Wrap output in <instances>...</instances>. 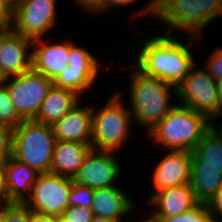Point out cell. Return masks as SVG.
Returning a JSON list of instances; mask_svg holds the SVG:
<instances>
[{
  "label": "cell",
  "mask_w": 222,
  "mask_h": 222,
  "mask_svg": "<svg viewBox=\"0 0 222 222\" xmlns=\"http://www.w3.org/2000/svg\"><path fill=\"white\" fill-rule=\"evenodd\" d=\"M23 119L18 115L7 91L6 85H0V123L15 128Z\"/></svg>",
  "instance_id": "cell-25"
},
{
  "label": "cell",
  "mask_w": 222,
  "mask_h": 222,
  "mask_svg": "<svg viewBox=\"0 0 222 222\" xmlns=\"http://www.w3.org/2000/svg\"><path fill=\"white\" fill-rule=\"evenodd\" d=\"M198 203L191 184H182L151 194L146 206H153L151 214L155 217H173L191 210Z\"/></svg>",
  "instance_id": "cell-14"
},
{
  "label": "cell",
  "mask_w": 222,
  "mask_h": 222,
  "mask_svg": "<svg viewBox=\"0 0 222 222\" xmlns=\"http://www.w3.org/2000/svg\"><path fill=\"white\" fill-rule=\"evenodd\" d=\"M11 31L0 30V47L3 42V39L10 33Z\"/></svg>",
  "instance_id": "cell-44"
},
{
  "label": "cell",
  "mask_w": 222,
  "mask_h": 222,
  "mask_svg": "<svg viewBox=\"0 0 222 222\" xmlns=\"http://www.w3.org/2000/svg\"><path fill=\"white\" fill-rule=\"evenodd\" d=\"M74 4H78L84 11L91 14L104 2V0H73Z\"/></svg>",
  "instance_id": "cell-35"
},
{
  "label": "cell",
  "mask_w": 222,
  "mask_h": 222,
  "mask_svg": "<svg viewBox=\"0 0 222 222\" xmlns=\"http://www.w3.org/2000/svg\"><path fill=\"white\" fill-rule=\"evenodd\" d=\"M30 208L25 203H4V222H29Z\"/></svg>",
  "instance_id": "cell-28"
},
{
  "label": "cell",
  "mask_w": 222,
  "mask_h": 222,
  "mask_svg": "<svg viewBox=\"0 0 222 222\" xmlns=\"http://www.w3.org/2000/svg\"><path fill=\"white\" fill-rule=\"evenodd\" d=\"M92 149L84 143L56 141L50 172L73 178Z\"/></svg>",
  "instance_id": "cell-21"
},
{
  "label": "cell",
  "mask_w": 222,
  "mask_h": 222,
  "mask_svg": "<svg viewBox=\"0 0 222 222\" xmlns=\"http://www.w3.org/2000/svg\"><path fill=\"white\" fill-rule=\"evenodd\" d=\"M129 109L136 126L146 128L144 134L152 129L176 105L170 97L176 95V87L154 77H148L136 67L131 71Z\"/></svg>",
  "instance_id": "cell-2"
},
{
  "label": "cell",
  "mask_w": 222,
  "mask_h": 222,
  "mask_svg": "<svg viewBox=\"0 0 222 222\" xmlns=\"http://www.w3.org/2000/svg\"><path fill=\"white\" fill-rule=\"evenodd\" d=\"M206 222H222V218H220L214 215H211Z\"/></svg>",
  "instance_id": "cell-45"
},
{
  "label": "cell",
  "mask_w": 222,
  "mask_h": 222,
  "mask_svg": "<svg viewBox=\"0 0 222 222\" xmlns=\"http://www.w3.org/2000/svg\"><path fill=\"white\" fill-rule=\"evenodd\" d=\"M99 71L100 69H75L67 65L53 84L75 91L81 96L83 90L86 91L93 86V83L95 84V80L99 77Z\"/></svg>",
  "instance_id": "cell-22"
},
{
  "label": "cell",
  "mask_w": 222,
  "mask_h": 222,
  "mask_svg": "<svg viewBox=\"0 0 222 222\" xmlns=\"http://www.w3.org/2000/svg\"><path fill=\"white\" fill-rule=\"evenodd\" d=\"M58 217L52 215H44L30 210L29 222H56Z\"/></svg>",
  "instance_id": "cell-37"
},
{
  "label": "cell",
  "mask_w": 222,
  "mask_h": 222,
  "mask_svg": "<svg viewBox=\"0 0 222 222\" xmlns=\"http://www.w3.org/2000/svg\"><path fill=\"white\" fill-rule=\"evenodd\" d=\"M196 64L176 88L179 104L189 107L209 120L217 114V82L205 67L197 69Z\"/></svg>",
  "instance_id": "cell-8"
},
{
  "label": "cell",
  "mask_w": 222,
  "mask_h": 222,
  "mask_svg": "<svg viewBox=\"0 0 222 222\" xmlns=\"http://www.w3.org/2000/svg\"><path fill=\"white\" fill-rule=\"evenodd\" d=\"M191 187L200 203H209L222 188V171L219 166L203 164V159L191 152Z\"/></svg>",
  "instance_id": "cell-19"
},
{
  "label": "cell",
  "mask_w": 222,
  "mask_h": 222,
  "mask_svg": "<svg viewBox=\"0 0 222 222\" xmlns=\"http://www.w3.org/2000/svg\"><path fill=\"white\" fill-rule=\"evenodd\" d=\"M13 131L14 128L0 123V164L13 156Z\"/></svg>",
  "instance_id": "cell-29"
},
{
  "label": "cell",
  "mask_w": 222,
  "mask_h": 222,
  "mask_svg": "<svg viewBox=\"0 0 222 222\" xmlns=\"http://www.w3.org/2000/svg\"><path fill=\"white\" fill-rule=\"evenodd\" d=\"M222 18V0H157L155 18L167 27L164 33L185 32L202 38V31Z\"/></svg>",
  "instance_id": "cell-4"
},
{
  "label": "cell",
  "mask_w": 222,
  "mask_h": 222,
  "mask_svg": "<svg viewBox=\"0 0 222 222\" xmlns=\"http://www.w3.org/2000/svg\"><path fill=\"white\" fill-rule=\"evenodd\" d=\"M55 143L52 126L23 120L13 131V157L39 173H49Z\"/></svg>",
  "instance_id": "cell-6"
},
{
  "label": "cell",
  "mask_w": 222,
  "mask_h": 222,
  "mask_svg": "<svg viewBox=\"0 0 222 222\" xmlns=\"http://www.w3.org/2000/svg\"><path fill=\"white\" fill-rule=\"evenodd\" d=\"M137 0H104V2L92 13L93 15L95 14H101L103 11L105 12L106 10L109 11L110 7H118L120 6L121 8L124 6H127L128 4H133ZM109 9V10H108Z\"/></svg>",
  "instance_id": "cell-33"
},
{
  "label": "cell",
  "mask_w": 222,
  "mask_h": 222,
  "mask_svg": "<svg viewBox=\"0 0 222 222\" xmlns=\"http://www.w3.org/2000/svg\"><path fill=\"white\" fill-rule=\"evenodd\" d=\"M120 91L112 93L101 108L92 105V142L94 150L115 151L123 149L129 141L133 115L124 104ZM128 139V140H127Z\"/></svg>",
  "instance_id": "cell-5"
},
{
  "label": "cell",
  "mask_w": 222,
  "mask_h": 222,
  "mask_svg": "<svg viewBox=\"0 0 222 222\" xmlns=\"http://www.w3.org/2000/svg\"><path fill=\"white\" fill-rule=\"evenodd\" d=\"M203 164L219 166L222 171V140L210 130L201 138L192 151Z\"/></svg>",
  "instance_id": "cell-23"
},
{
  "label": "cell",
  "mask_w": 222,
  "mask_h": 222,
  "mask_svg": "<svg viewBox=\"0 0 222 222\" xmlns=\"http://www.w3.org/2000/svg\"><path fill=\"white\" fill-rule=\"evenodd\" d=\"M48 43L43 38L33 40L32 69L55 81L68 65L70 41Z\"/></svg>",
  "instance_id": "cell-13"
},
{
  "label": "cell",
  "mask_w": 222,
  "mask_h": 222,
  "mask_svg": "<svg viewBox=\"0 0 222 222\" xmlns=\"http://www.w3.org/2000/svg\"><path fill=\"white\" fill-rule=\"evenodd\" d=\"M178 37L169 33H156V36L147 39L144 37V44L138 50L137 64L134 63V66L146 76L160 79L177 88L196 63L190 46L201 40L188 37V41L183 42Z\"/></svg>",
  "instance_id": "cell-1"
},
{
  "label": "cell",
  "mask_w": 222,
  "mask_h": 222,
  "mask_svg": "<svg viewBox=\"0 0 222 222\" xmlns=\"http://www.w3.org/2000/svg\"><path fill=\"white\" fill-rule=\"evenodd\" d=\"M139 222H159L158 219L150 213V216Z\"/></svg>",
  "instance_id": "cell-43"
},
{
  "label": "cell",
  "mask_w": 222,
  "mask_h": 222,
  "mask_svg": "<svg viewBox=\"0 0 222 222\" xmlns=\"http://www.w3.org/2000/svg\"><path fill=\"white\" fill-rule=\"evenodd\" d=\"M94 217L91 208L68 206L59 218L63 222H91Z\"/></svg>",
  "instance_id": "cell-30"
},
{
  "label": "cell",
  "mask_w": 222,
  "mask_h": 222,
  "mask_svg": "<svg viewBox=\"0 0 222 222\" xmlns=\"http://www.w3.org/2000/svg\"><path fill=\"white\" fill-rule=\"evenodd\" d=\"M115 154V151L92 149L72 178L73 182L94 190L117 185L122 168Z\"/></svg>",
  "instance_id": "cell-11"
},
{
  "label": "cell",
  "mask_w": 222,
  "mask_h": 222,
  "mask_svg": "<svg viewBox=\"0 0 222 222\" xmlns=\"http://www.w3.org/2000/svg\"><path fill=\"white\" fill-rule=\"evenodd\" d=\"M156 1L157 0H150L148 3H147V5H144V6H142L143 8L142 9H139V12H135L134 14H135V18H136V16H142L143 15V17L145 16H148L149 14V16L150 17H155V14H156ZM137 13V14H136Z\"/></svg>",
  "instance_id": "cell-36"
},
{
  "label": "cell",
  "mask_w": 222,
  "mask_h": 222,
  "mask_svg": "<svg viewBox=\"0 0 222 222\" xmlns=\"http://www.w3.org/2000/svg\"><path fill=\"white\" fill-rule=\"evenodd\" d=\"M6 203L3 164H0V205Z\"/></svg>",
  "instance_id": "cell-39"
},
{
  "label": "cell",
  "mask_w": 222,
  "mask_h": 222,
  "mask_svg": "<svg viewBox=\"0 0 222 222\" xmlns=\"http://www.w3.org/2000/svg\"><path fill=\"white\" fill-rule=\"evenodd\" d=\"M221 116H222V112L217 113L214 117H212L210 119V131L212 133H214L219 139L222 140V121H220L221 125H219V127L218 126L216 127V125H215V124H218L216 122V120L218 121L220 118H222ZM217 128H219V129H217Z\"/></svg>",
  "instance_id": "cell-38"
},
{
  "label": "cell",
  "mask_w": 222,
  "mask_h": 222,
  "mask_svg": "<svg viewBox=\"0 0 222 222\" xmlns=\"http://www.w3.org/2000/svg\"><path fill=\"white\" fill-rule=\"evenodd\" d=\"M152 174L153 194L191 182V152L167 150Z\"/></svg>",
  "instance_id": "cell-12"
},
{
  "label": "cell",
  "mask_w": 222,
  "mask_h": 222,
  "mask_svg": "<svg viewBox=\"0 0 222 222\" xmlns=\"http://www.w3.org/2000/svg\"><path fill=\"white\" fill-rule=\"evenodd\" d=\"M204 67L209 75L217 82L222 79V47L215 48L212 54L207 56Z\"/></svg>",
  "instance_id": "cell-31"
},
{
  "label": "cell",
  "mask_w": 222,
  "mask_h": 222,
  "mask_svg": "<svg viewBox=\"0 0 222 222\" xmlns=\"http://www.w3.org/2000/svg\"><path fill=\"white\" fill-rule=\"evenodd\" d=\"M128 196L118 185L95 189L91 205L94 216L123 222L124 216L130 213L132 216V213L139 210L135 201Z\"/></svg>",
  "instance_id": "cell-17"
},
{
  "label": "cell",
  "mask_w": 222,
  "mask_h": 222,
  "mask_svg": "<svg viewBox=\"0 0 222 222\" xmlns=\"http://www.w3.org/2000/svg\"><path fill=\"white\" fill-rule=\"evenodd\" d=\"M13 15L14 9L0 0V30L13 31Z\"/></svg>",
  "instance_id": "cell-32"
},
{
  "label": "cell",
  "mask_w": 222,
  "mask_h": 222,
  "mask_svg": "<svg viewBox=\"0 0 222 222\" xmlns=\"http://www.w3.org/2000/svg\"><path fill=\"white\" fill-rule=\"evenodd\" d=\"M218 99H217V113L222 112V79L217 81Z\"/></svg>",
  "instance_id": "cell-40"
},
{
  "label": "cell",
  "mask_w": 222,
  "mask_h": 222,
  "mask_svg": "<svg viewBox=\"0 0 222 222\" xmlns=\"http://www.w3.org/2000/svg\"><path fill=\"white\" fill-rule=\"evenodd\" d=\"M3 1L7 3L12 9H15L24 0H3Z\"/></svg>",
  "instance_id": "cell-41"
},
{
  "label": "cell",
  "mask_w": 222,
  "mask_h": 222,
  "mask_svg": "<svg viewBox=\"0 0 222 222\" xmlns=\"http://www.w3.org/2000/svg\"><path fill=\"white\" fill-rule=\"evenodd\" d=\"M212 215L207 203H198L191 210L173 217H156L159 222H206Z\"/></svg>",
  "instance_id": "cell-26"
},
{
  "label": "cell",
  "mask_w": 222,
  "mask_h": 222,
  "mask_svg": "<svg viewBox=\"0 0 222 222\" xmlns=\"http://www.w3.org/2000/svg\"><path fill=\"white\" fill-rule=\"evenodd\" d=\"M10 99L23 120L36 118L53 81L33 69L5 79Z\"/></svg>",
  "instance_id": "cell-7"
},
{
  "label": "cell",
  "mask_w": 222,
  "mask_h": 222,
  "mask_svg": "<svg viewBox=\"0 0 222 222\" xmlns=\"http://www.w3.org/2000/svg\"><path fill=\"white\" fill-rule=\"evenodd\" d=\"M93 193L94 189L73 182L68 194L69 206L91 208Z\"/></svg>",
  "instance_id": "cell-27"
},
{
  "label": "cell",
  "mask_w": 222,
  "mask_h": 222,
  "mask_svg": "<svg viewBox=\"0 0 222 222\" xmlns=\"http://www.w3.org/2000/svg\"><path fill=\"white\" fill-rule=\"evenodd\" d=\"M0 222H4V203L0 205Z\"/></svg>",
  "instance_id": "cell-46"
},
{
  "label": "cell",
  "mask_w": 222,
  "mask_h": 222,
  "mask_svg": "<svg viewBox=\"0 0 222 222\" xmlns=\"http://www.w3.org/2000/svg\"><path fill=\"white\" fill-rule=\"evenodd\" d=\"M92 114V104L85 106L80 102L52 126L56 141L91 145Z\"/></svg>",
  "instance_id": "cell-16"
},
{
  "label": "cell",
  "mask_w": 222,
  "mask_h": 222,
  "mask_svg": "<svg viewBox=\"0 0 222 222\" xmlns=\"http://www.w3.org/2000/svg\"><path fill=\"white\" fill-rule=\"evenodd\" d=\"M91 222H116L114 220H111V219H107V218H102V217H98V216H95Z\"/></svg>",
  "instance_id": "cell-42"
},
{
  "label": "cell",
  "mask_w": 222,
  "mask_h": 222,
  "mask_svg": "<svg viewBox=\"0 0 222 222\" xmlns=\"http://www.w3.org/2000/svg\"><path fill=\"white\" fill-rule=\"evenodd\" d=\"M7 202L24 203L40 173L13 156L3 164Z\"/></svg>",
  "instance_id": "cell-18"
},
{
  "label": "cell",
  "mask_w": 222,
  "mask_h": 222,
  "mask_svg": "<svg viewBox=\"0 0 222 222\" xmlns=\"http://www.w3.org/2000/svg\"><path fill=\"white\" fill-rule=\"evenodd\" d=\"M72 184V178L51 172L40 173L24 203L33 212L60 217L69 206L68 194Z\"/></svg>",
  "instance_id": "cell-9"
},
{
  "label": "cell",
  "mask_w": 222,
  "mask_h": 222,
  "mask_svg": "<svg viewBox=\"0 0 222 222\" xmlns=\"http://www.w3.org/2000/svg\"><path fill=\"white\" fill-rule=\"evenodd\" d=\"M81 97L75 91L53 84L34 120L53 126L82 101Z\"/></svg>",
  "instance_id": "cell-20"
},
{
  "label": "cell",
  "mask_w": 222,
  "mask_h": 222,
  "mask_svg": "<svg viewBox=\"0 0 222 222\" xmlns=\"http://www.w3.org/2000/svg\"><path fill=\"white\" fill-rule=\"evenodd\" d=\"M57 0H24L14 9L13 31L31 40L44 38L57 23Z\"/></svg>",
  "instance_id": "cell-10"
},
{
  "label": "cell",
  "mask_w": 222,
  "mask_h": 222,
  "mask_svg": "<svg viewBox=\"0 0 222 222\" xmlns=\"http://www.w3.org/2000/svg\"><path fill=\"white\" fill-rule=\"evenodd\" d=\"M56 222H63L59 217L56 219Z\"/></svg>",
  "instance_id": "cell-48"
},
{
  "label": "cell",
  "mask_w": 222,
  "mask_h": 222,
  "mask_svg": "<svg viewBox=\"0 0 222 222\" xmlns=\"http://www.w3.org/2000/svg\"><path fill=\"white\" fill-rule=\"evenodd\" d=\"M99 60L95 58L92 52L80 47L70 40V52L68 65L75 69H100Z\"/></svg>",
  "instance_id": "cell-24"
},
{
  "label": "cell",
  "mask_w": 222,
  "mask_h": 222,
  "mask_svg": "<svg viewBox=\"0 0 222 222\" xmlns=\"http://www.w3.org/2000/svg\"><path fill=\"white\" fill-rule=\"evenodd\" d=\"M209 130L206 116L177 103L146 137L165 151L192 152Z\"/></svg>",
  "instance_id": "cell-3"
},
{
  "label": "cell",
  "mask_w": 222,
  "mask_h": 222,
  "mask_svg": "<svg viewBox=\"0 0 222 222\" xmlns=\"http://www.w3.org/2000/svg\"><path fill=\"white\" fill-rule=\"evenodd\" d=\"M5 82V77L3 76V74L0 71V85H2Z\"/></svg>",
  "instance_id": "cell-47"
},
{
  "label": "cell",
  "mask_w": 222,
  "mask_h": 222,
  "mask_svg": "<svg viewBox=\"0 0 222 222\" xmlns=\"http://www.w3.org/2000/svg\"><path fill=\"white\" fill-rule=\"evenodd\" d=\"M212 215L222 217V188L216 193L212 200L208 203Z\"/></svg>",
  "instance_id": "cell-34"
},
{
  "label": "cell",
  "mask_w": 222,
  "mask_h": 222,
  "mask_svg": "<svg viewBox=\"0 0 222 222\" xmlns=\"http://www.w3.org/2000/svg\"><path fill=\"white\" fill-rule=\"evenodd\" d=\"M32 47L33 40L14 31L3 39L0 47V71L5 79L32 69Z\"/></svg>",
  "instance_id": "cell-15"
}]
</instances>
